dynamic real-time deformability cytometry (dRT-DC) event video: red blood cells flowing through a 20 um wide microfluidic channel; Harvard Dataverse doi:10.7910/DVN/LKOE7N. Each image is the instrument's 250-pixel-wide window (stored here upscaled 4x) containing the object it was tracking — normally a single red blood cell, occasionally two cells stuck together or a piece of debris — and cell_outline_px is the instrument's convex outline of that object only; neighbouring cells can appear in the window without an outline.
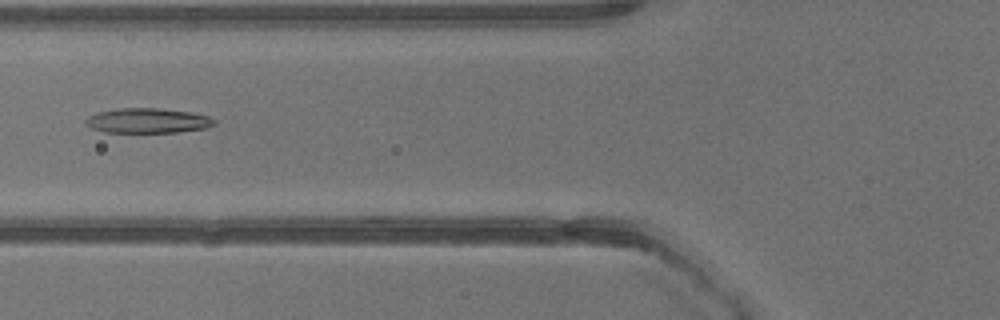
{"species": "common noctule bat (a hibernating species)", "species_latin": "Nyctalus noctula", "temperature_condition": "warm", "stored_images_in_passage": 28, "camera_frame_rate_fps": 3000, "um_per_image_px": 0.085, "animal": {"sex": "male", "body_mass_g": 13.3}, "frame": {"image": 1, "passage_image": 4, "time_ms": 1.0, "image_size_px": [1000, 320], "cell_outline_px": [[216, 124], [204, 128], [180, 132], [104, 132], [92, 128], [84, 124], [84, 120], [88, 116], [96, 112], [116, 108], [160, 108], [192, 112], [208, 116], [216, 120]], "centroid_in_image_um": [12.53, 10.25], "position_along_channel_um": 113.3, "area_um2": 18.84}}
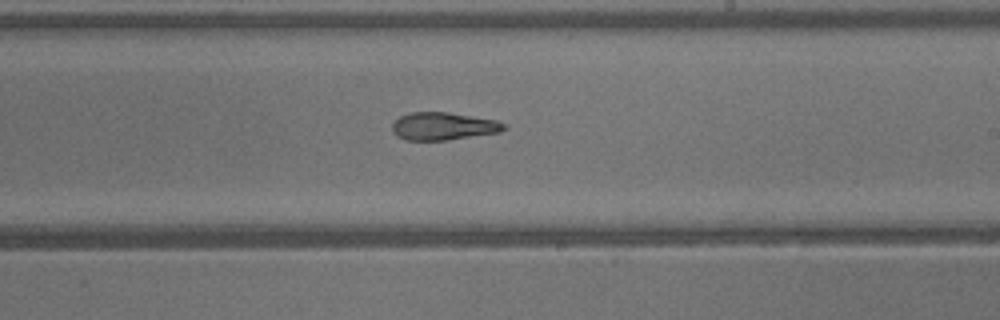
{"frame": {"image": 2, "passage_image": 12, "time_ms": 3.667, "image_size_px": [1000, 320], "cell_outline_px": [[504, 128], [500, 132], [448, 140], [404, 140], [392, 132], [392, 124], [400, 116], [408, 112], [448, 112], [496, 120], [504, 124]], "centroid_in_image_um": [37.63, 10.73], "position_along_channel_um": 251.4, "area_um2": 17.98}}
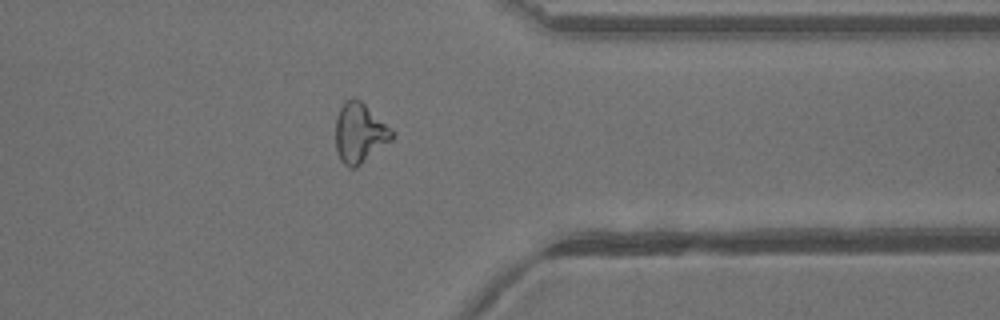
{"frame": {"image": 3, "passage_image": 20, "time_ms": 6.333, "image_size_px": [1000, 320], "cell_outline_px": [[396, 136], [392, 140], [356, 168], [348, 168], [340, 160], [336, 148], [336, 120], [340, 108], [344, 100], [352, 96], [360, 100], [392, 128], [396, 132]], "centroid_in_image_um": [30.59, 11.3], "position_along_channel_um": 380.8, "area_um2": 19.94}}